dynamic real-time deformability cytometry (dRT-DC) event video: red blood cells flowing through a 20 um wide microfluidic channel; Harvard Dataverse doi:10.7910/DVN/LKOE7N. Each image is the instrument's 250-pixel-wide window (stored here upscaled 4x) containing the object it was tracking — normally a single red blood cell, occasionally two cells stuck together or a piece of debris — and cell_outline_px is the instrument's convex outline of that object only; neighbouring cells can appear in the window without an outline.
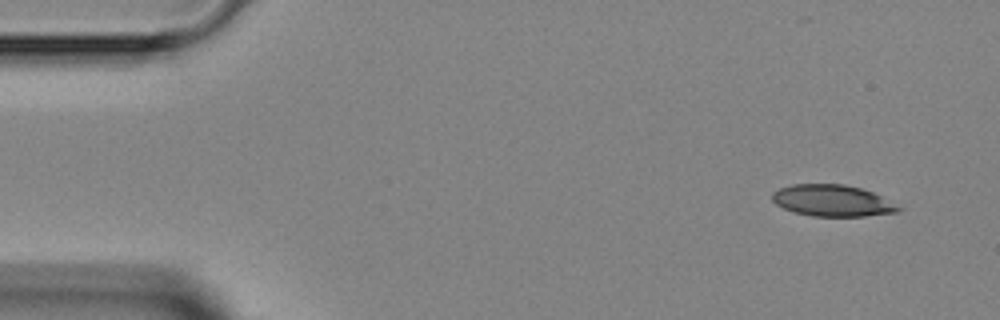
{"species": "Egyptian fruit bat (a non-hibernating species)", "species_latin": "Rousettus aegyptiacus", "temperature_condition": "room temperature", "stored_images_in_passage": 4, "camera_frame_rate_fps": 3000, "um_per_image_px": 0.085, "animal": {"sex": "female"}, "frame": {"image": 1, "passage_image": 1, "time_ms": 0.0, "image_size_px": [1000, 320], "cell_outline_px": [[904, 208], [900, 212], [864, 216], [812, 216], [792, 212], [776, 204], [772, 200], [772, 192], [780, 188], [792, 184], [844, 184], [860, 188], [872, 192]], "centroid_in_image_um": [70.75, 17.06], "position_along_channel_um": 14.3, "area_um2": 23.24}}
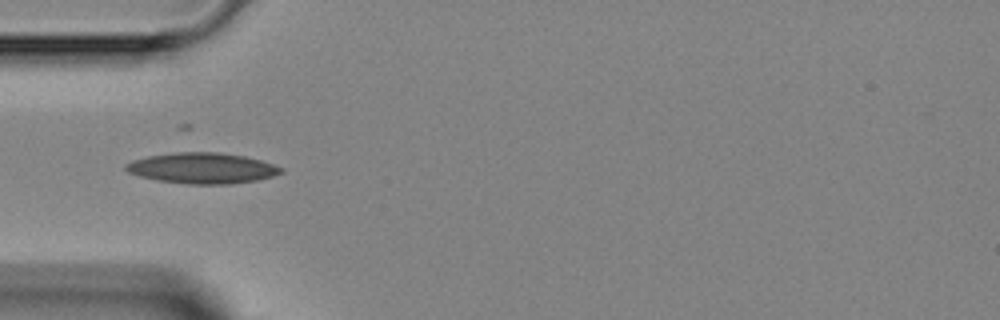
{"frame": {"image": 2, "passage_image": 4, "time_ms": 3.667, "image_size_px": [1000, 320], "cell_outline_px": [[284, 172], [272, 176], [256, 180], [232, 184], [188, 184], [156, 180], [140, 176], [128, 172], [124, 168], [124, 164], [132, 160], [148, 156], [176, 152], [216, 152], [244, 156], [260, 160], [284, 168]], "centroid_in_image_um": [17.17, 14.29], "position_along_channel_um": 67.8, "area_um2": 27.8}}